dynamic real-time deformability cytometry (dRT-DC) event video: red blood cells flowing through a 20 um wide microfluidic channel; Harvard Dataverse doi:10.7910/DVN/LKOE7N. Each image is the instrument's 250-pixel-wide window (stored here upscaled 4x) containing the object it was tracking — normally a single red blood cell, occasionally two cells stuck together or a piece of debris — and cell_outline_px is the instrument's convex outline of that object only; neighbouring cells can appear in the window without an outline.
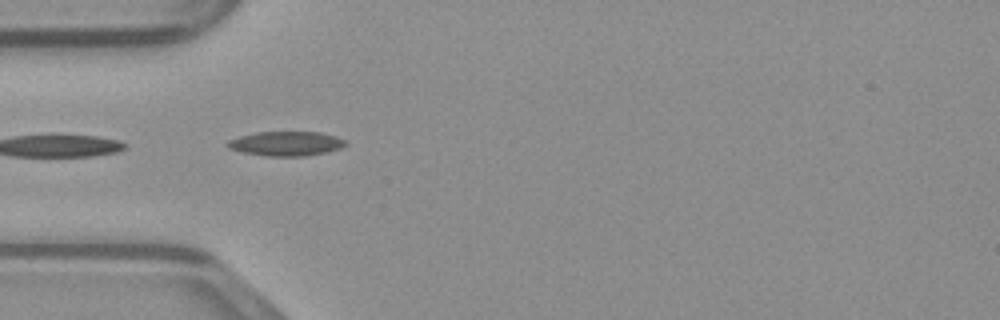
{"species": "common noctule bat (a hibernating species)", "species_latin": "Nyctalus noctula", "temperature_condition": "warm", "stored_images_in_passage": 5, "camera_frame_rate_fps": 3000, "um_per_image_px": 0.085, "animal": {"sex": "male", "body_mass_g": 23.1, "forearm_length_mm": 52.7}, "frame": {"image": 1, "passage_image": 1, "time_ms": 0.0, "image_size_px": [1000, 320], "cell_outline_px": [[348, 144], [340, 148], [328, 152], [304, 156], [264, 156], [244, 152], [228, 148], [224, 144], [228, 140], [240, 136], [256, 132], [320, 132], [336, 136], [348, 140]], "centroid_in_image_um": [24.34, 12.2], "position_along_channel_um": 60.7, "area_um2": 16.99}}